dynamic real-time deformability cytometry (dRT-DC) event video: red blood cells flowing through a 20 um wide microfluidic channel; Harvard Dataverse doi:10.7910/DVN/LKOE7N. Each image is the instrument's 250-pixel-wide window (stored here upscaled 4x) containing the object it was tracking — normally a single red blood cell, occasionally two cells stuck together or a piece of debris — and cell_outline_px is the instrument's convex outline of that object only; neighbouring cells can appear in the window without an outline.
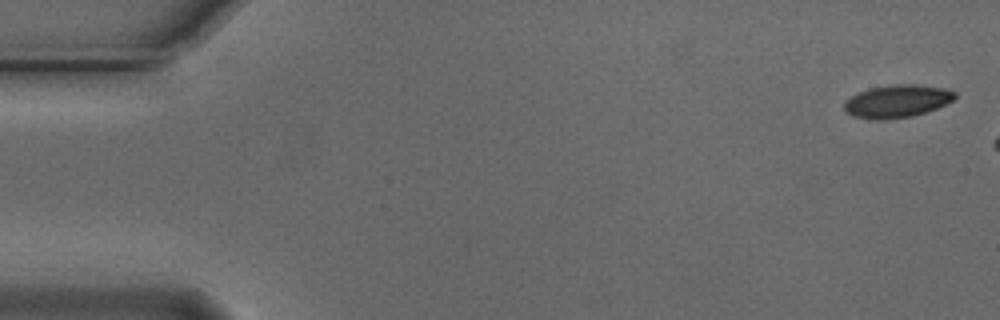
{"species": "Egyptian fruit bat (a non-hibernating species)", "species_latin": "Rousettus aegyptiacus", "temperature_condition": "cold", "stored_images_in_passage": 10, "camera_frame_rate_fps": 3000, "um_per_image_px": 0.085, "animal": {"sex": "male"}, "frame": {"image": 1, "passage_image": 1, "time_ms": 0.0, "image_size_px": [1000, 320], "cell_outline_px": [[956, 96], [952, 100], [936, 108], [912, 116], [884, 120], [880, 120], [852, 116], [844, 108], [844, 104], [852, 96], [860, 92], [872, 88], [896, 84], [912, 84], [944, 88], [956, 92]], "centroid_in_image_um": [76.27, 8.6], "position_along_channel_um": 8.7, "area_um2": 20.63}}